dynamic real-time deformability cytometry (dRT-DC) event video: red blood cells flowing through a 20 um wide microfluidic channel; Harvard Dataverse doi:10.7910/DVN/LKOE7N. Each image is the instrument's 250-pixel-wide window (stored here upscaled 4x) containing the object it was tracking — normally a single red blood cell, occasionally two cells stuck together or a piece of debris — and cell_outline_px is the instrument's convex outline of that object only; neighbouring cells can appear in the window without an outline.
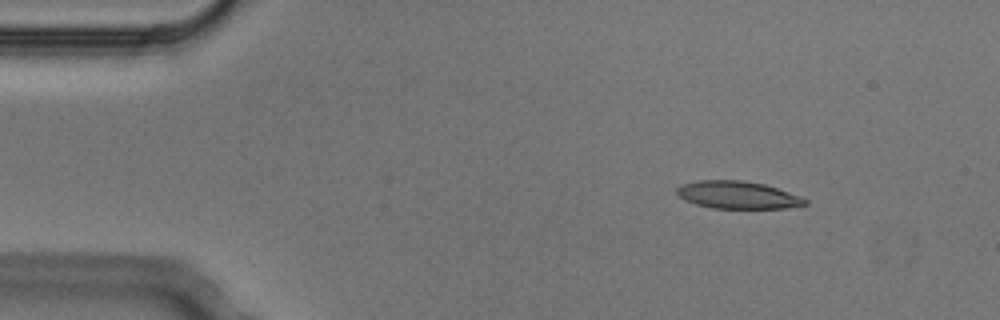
{"species": "Egyptian fruit bat (a non-hibernating species)", "species_latin": "Rousettus aegyptiacus", "temperature_condition": "cold", "stored_images_in_passage": 5, "camera_frame_rate_fps": 3000, "um_per_image_px": 0.085, "animal": {"sex": "male"}, "frame": {"image": 1, "passage_image": 2, "time_ms": 0.333, "image_size_px": [1000, 320], "cell_outline_px": [[808, 204], [788, 208], [712, 208], [696, 204], [684, 200], [676, 192], [676, 188], [680, 184], [700, 180], [740, 180], [764, 184], [800, 196], [808, 200]], "centroid_in_image_um": [62.69, 16.57], "position_along_channel_um": 22.3, "area_um2": 20.52}}
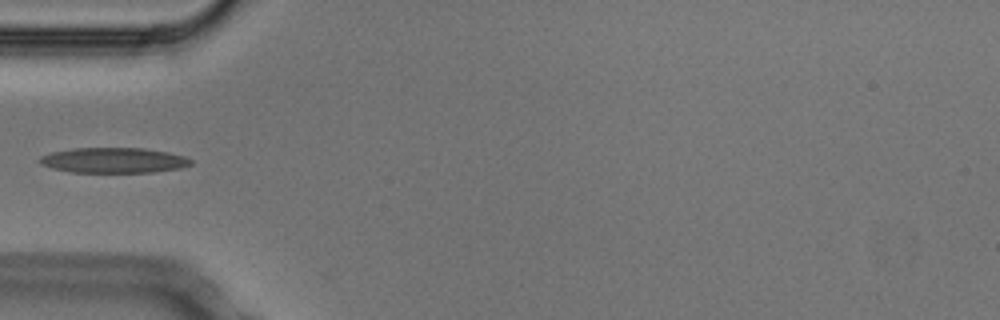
{"frame": {"image": 2, "passage_image": 5, "time_ms": 1.333, "image_size_px": [1000, 320], "cell_outline_px": [[192, 164], [180, 168], [152, 172], [72, 172], [52, 168], [40, 164], [40, 156], [52, 152], [72, 148], [144, 148], [168, 152], [184, 156], [192, 160]], "centroid_in_image_um": [9.66, 13.62], "position_along_channel_um": 75.3, "area_um2": 22.2}}